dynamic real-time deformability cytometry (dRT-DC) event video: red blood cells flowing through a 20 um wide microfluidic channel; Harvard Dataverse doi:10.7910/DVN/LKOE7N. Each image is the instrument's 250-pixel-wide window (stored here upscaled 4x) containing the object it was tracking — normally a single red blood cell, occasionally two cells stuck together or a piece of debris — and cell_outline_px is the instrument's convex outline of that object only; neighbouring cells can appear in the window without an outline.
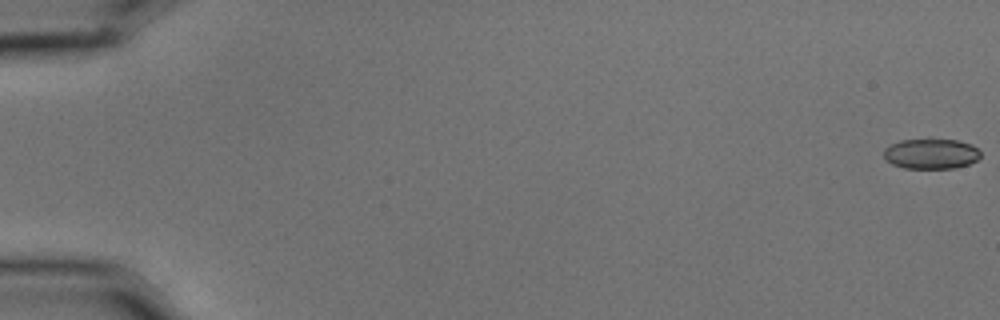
{"species": "common noctule bat (a hibernating species)", "species_latin": "Nyctalus noctula", "temperature_condition": "cold", "stored_images_in_passage": 57, "camera_frame_rate_fps": 3000, "um_per_image_px": 0.085, "animal": {"sex": "male", "body_mass_g": 15.6}, "frame": {"image": 1, "passage_image": 1, "time_ms": 0.0, "image_size_px": [1000, 320], "cell_outline_px": [[980, 156], [976, 160], [968, 164], [956, 168], [904, 168], [892, 164], [884, 156], [884, 148], [900, 140], [928, 136], [956, 140], [972, 144], [980, 152]], "centroid_in_image_um": [79.13, 13.02], "position_along_channel_um": 5.9, "area_um2": 17.63}}
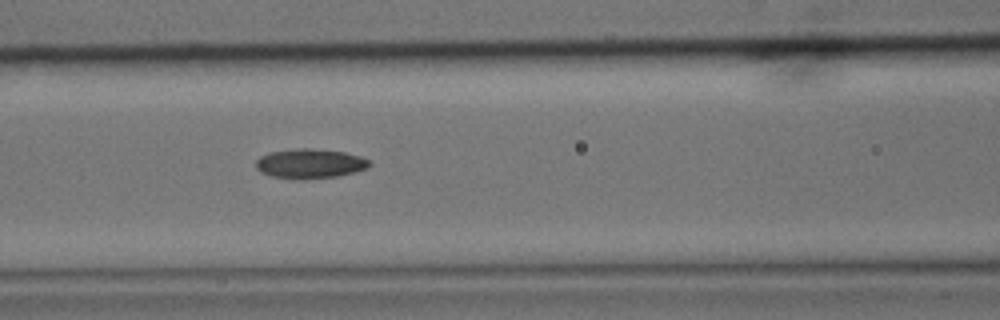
{"frame": {"image": 2, "passage_image": 26, "time_ms": 8.333, "image_size_px": [1000, 320], "cell_outline_px": [[372, 164], [368, 168], [336, 176], [304, 180], [272, 176], [260, 172], [256, 168], [256, 160], [260, 156], [268, 152], [300, 148], [312, 148], [344, 152], [360, 156], [368, 160]], "centroid_in_image_um": [26.32, 13.9], "position_along_channel_um": 140.3, "area_um2": 19.59}}
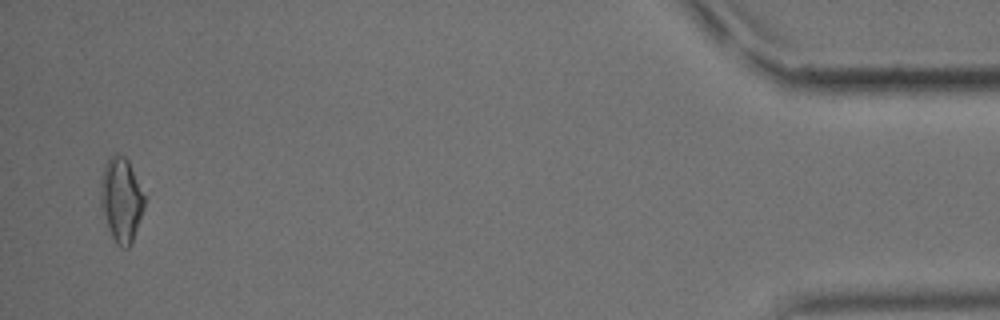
{"frame": {"image": 3, "passage_image": 56, "time_ms": 18.333, "image_size_px": [1000, 320], "cell_outline_px": [[144, 208], [132, 240], [128, 248], [120, 248], [116, 244], [108, 228], [100, 204], [100, 180], [104, 168], [108, 160], [116, 152], [124, 156], [128, 160], [144, 196]], "centroid_in_image_um": [10.28, 16.98], "position_along_channel_um": 424.9, "area_um2": 21.21}, "authors_computed_cell_mechanics": {"area_um2": 18.7272, "velocity_mm_per_s": 3.6002, "shape_relaxation_time_tau1_ms": null, "shape_relaxation_time_tau2_ms": 6.8495, "deformation_change_tau1": null, "deformation_change_tau2": 0.1601}}